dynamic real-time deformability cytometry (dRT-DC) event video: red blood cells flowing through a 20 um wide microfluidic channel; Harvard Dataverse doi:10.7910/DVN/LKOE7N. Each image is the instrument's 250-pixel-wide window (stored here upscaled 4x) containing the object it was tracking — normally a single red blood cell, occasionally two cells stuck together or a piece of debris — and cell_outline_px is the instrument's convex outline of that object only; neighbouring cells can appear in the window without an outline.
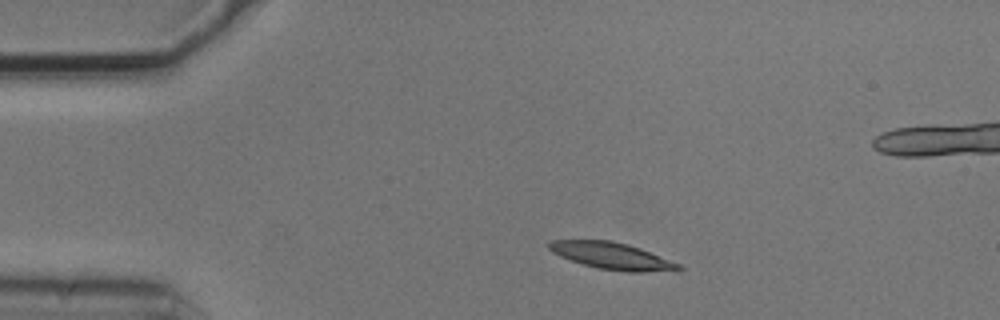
{"species": "common noctule bat (a hibernating species)", "species_latin": "Nyctalus noctula", "temperature_condition": "cold", "stored_images_in_passage": 4, "camera_frame_rate_fps": 3000, "um_per_image_px": 0.085, "animal": {"sex": "male", "body_mass_g": 20.5, "forearm_length_mm": 52.5}, "frame": {"image": 1, "passage_image": 1, "time_ms": 0.0, "image_size_px": [1000, 320], "cell_outline_px": [[684, 268], [680, 272], [628, 272], [596, 268], [560, 256], [552, 252], [548, 248], [548, 244], [552, 240], [612, 240], [628, 244], [640, 248], [680, 264]], "centroid_in_image_um": [52.1, 21.77], "position_along_channel_um": 32.9, "area_um2": 20.46}}
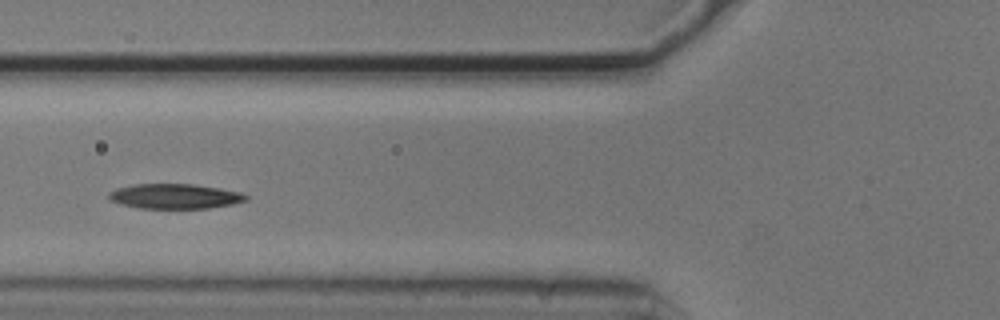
{"frame": {"image": 2, "passage_image": 4, "time_ms": 1.0, "image_size_px": [1000, 320], "cell_outline_px": [[248, 200], [232, 204], [208, 208], [136, 208], [120, 204], [108, 200], [108, 192], [116, 188], [132, 184], [192, 184], [220, 188], [240, 192], [248, 196]], "centroid_in_image_um": [14.81, 16.68], "position_along_channel_um": 111.0, "area_um2": 20.06}}